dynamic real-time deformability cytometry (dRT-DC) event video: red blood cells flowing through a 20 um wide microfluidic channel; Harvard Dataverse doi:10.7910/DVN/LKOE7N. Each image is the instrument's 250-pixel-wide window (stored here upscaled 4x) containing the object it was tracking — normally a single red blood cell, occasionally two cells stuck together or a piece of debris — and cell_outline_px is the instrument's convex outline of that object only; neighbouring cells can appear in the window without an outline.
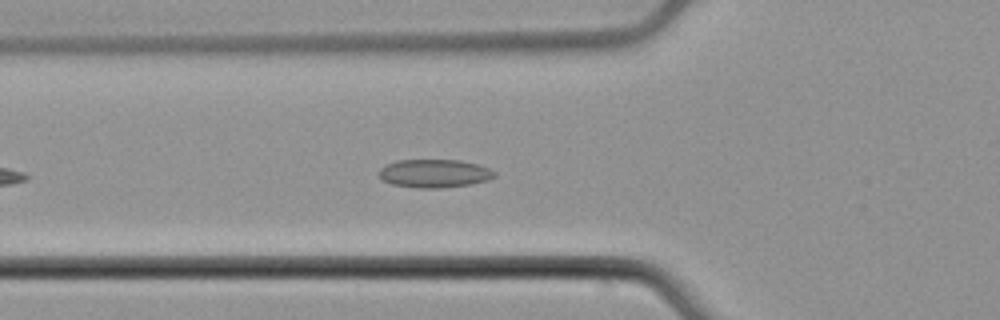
{"species": "common noctule bat (a hibernating species)", "species_latin": "Nyctalus noctula", "temperature_condition": "cold", "stored_images_in_passage": 37, "camera_frame_rate_fps": 3000, "um_per_image_px": 0.085, "animal": {"sex": "male", "body_mass_g": 21.5, "forearm_length_mm": 52.0}, "frame": {"image": 1, "passage_image": 8, "time_ms": 2.333, "image_size_px": [1000, 320], "cell_outline_px": [[496, 176], [488, 180], [468, 184], [440, 188], [416, 188], [392, 184], [380, 180], [380, 168], [384, 164], [396, 160], [460, 160], [476, 164], [488, 168], [496, 172]], "centroid_in_image_um": [36.88, 14.74], "position_along_channel_um": 88.9, "area_um2": 19.07}}
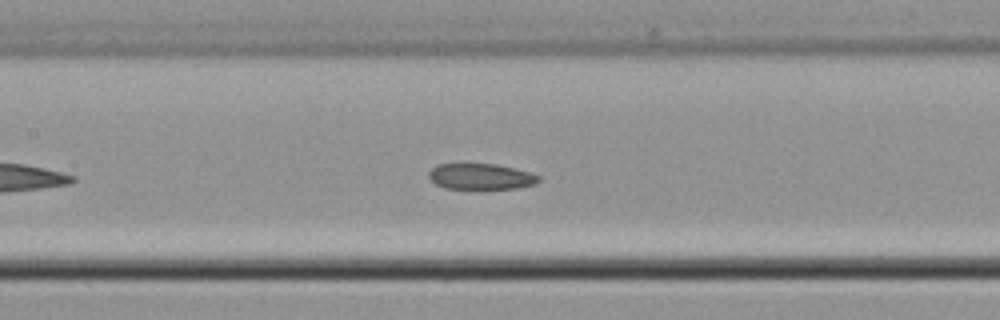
{"frame": {"image": 2, "passage_image": 14, "time_ms": 4.333, "image_size_px": [1000, 320], "cell_outline_px": [[540, 180], [536, 184], [516, 188], [444, 188], [436, 184], [428, 176], [428, 172], [432, 168], [440, 164], [496, 164], [516, 168], [540, 176]], "centroid_in_image_um": [40.89, 15.0], "position_along_channel_um": 166.5, "area_um2": 16.42}}
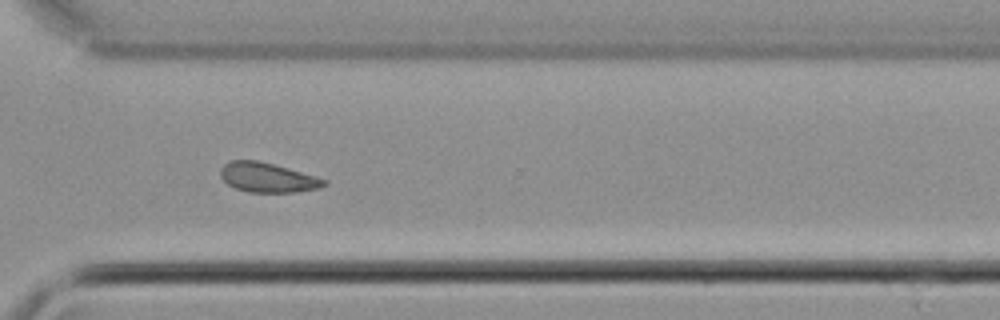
{"frame": {"image": 3, "passage_image": 28, "time_ms": 9.0, "image_size_px": [1000, 320], "cell_outline_px": [[328, 184], [320, 188], [296, 192], [248, 192], [236, 188], [228, 184], [220, 176], [220, 168], [228, 160], [256, 160], [272, 164], [316, 176], [328, 180]], "centroid_in_image_um": [22.75, 15.09], "position_along_channel_um": 347.9, "area_um2": 17.86}, "authors_computed_cell_mechanics": {"area_um2": 18.0336, "velocity_mm_per_s": 3.877, "shape_relaxation_time_tau1_ms": null, "shape_relaxation_time_tau2_ms": 6.9726, "deformation_change_tau1": null, "deformation_change_tau2": 0.1302}}